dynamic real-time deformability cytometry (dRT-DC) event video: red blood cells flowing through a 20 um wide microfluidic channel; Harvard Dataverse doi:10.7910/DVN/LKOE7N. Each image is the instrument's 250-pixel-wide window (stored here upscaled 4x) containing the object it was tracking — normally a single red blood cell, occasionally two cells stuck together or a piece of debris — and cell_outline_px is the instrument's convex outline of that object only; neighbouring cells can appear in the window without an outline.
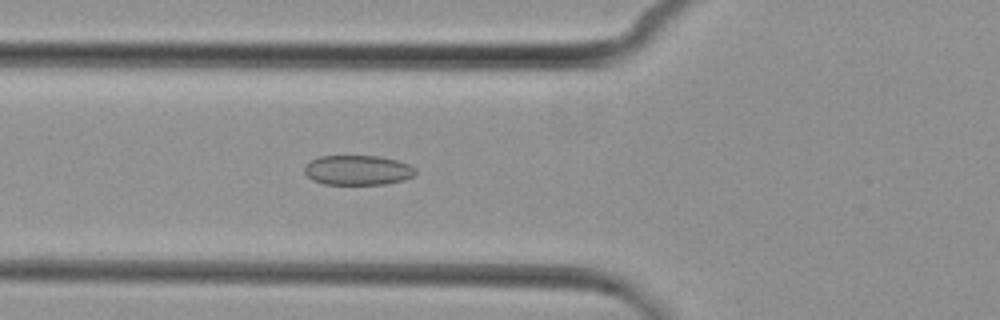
{"species": "common noctule bat (a hibernating species)", "species_latin": "Nyctalus noctula", "temperature_condition": "cold", "stored_images_in_passage": 5, "camera_frame_rate_fps": 3000, "um_per_image_px": 0.085, "animal": {"sex": "female", "body_mass_g": 29.2, "forearm_length_mm": 56.3}, "frame": {"image": 1, "passage_image": 5, "time_ms": 4.667, "image_size_px": [1000, 320], "cell_outline_px": [[416, 176], [404, 180], [384, 184], [324, 184], [312, 180], [304, 172], [304, 168], [312, 160], [320, 156], [380, 156], [396, 160], [408, 164], [416, 168]], "centroid_in_image_um": [30.45, 14.47], "position_along_channel_um": 95.4, "area_um2": 19.31}}